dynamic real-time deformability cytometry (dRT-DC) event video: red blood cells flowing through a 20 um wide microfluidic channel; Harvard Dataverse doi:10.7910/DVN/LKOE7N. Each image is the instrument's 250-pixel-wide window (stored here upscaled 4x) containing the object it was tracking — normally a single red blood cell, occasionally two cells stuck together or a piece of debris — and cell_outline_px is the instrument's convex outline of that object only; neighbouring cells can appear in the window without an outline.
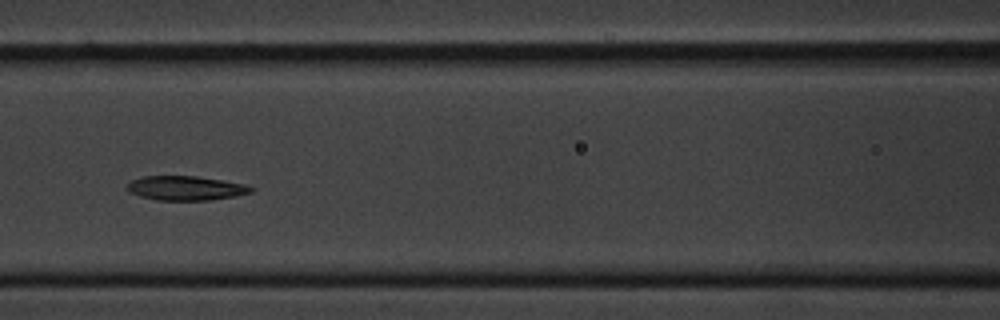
{"species": "common noctule bat (a hibernating species)", "species_latin": "Nyctalus noctula", "temperature_condition": "cold", "stored_images_in_passage": 9, "camera_frame_rate_fps": 3000, "um_per_image_px": 0.085, "animal": {"sex": "male", "body_mass_g": 20.1, "forearm_length_mm": 53.5}, "frame": {"image": 1, "passage_image": 6, "time_ms": 1.667, "image_size_px": [1000, 320], "cell_outline_px": [[256, 188], [252, 192], [236, 196], [212, 200], [156, 200], [140, 196], [128, 192], [124, 188], [132, 180], [144, 176], [196, 176], [224, 180], [244, 184]], "centroid_in_image_um": [15.79, 15.99], "position_along_channel_um": 150.8, "area_um2": 17.74}}
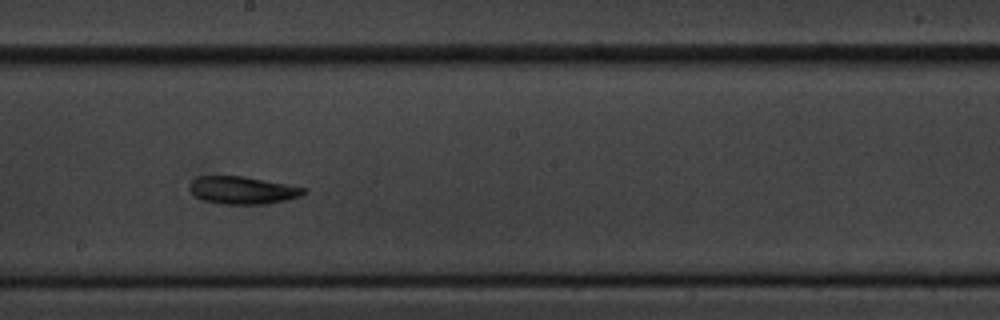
{"frame": {"image": 2, "passage_image": 8, "time_ms": 2.333, "image_size_px": [1000, 320], "cell_outline_px": [[308, 192], [300, 196], [288, 200], [264, 204], [224, 204], [204, 200], [196, 196], [188, 188], [192, 180], [196, 176], [244, 176], [308, 188]], "centroid_in_image_um": [20.66, 16.16], "position_along_channel_um": 227.5, "area_um2": 18.44}}
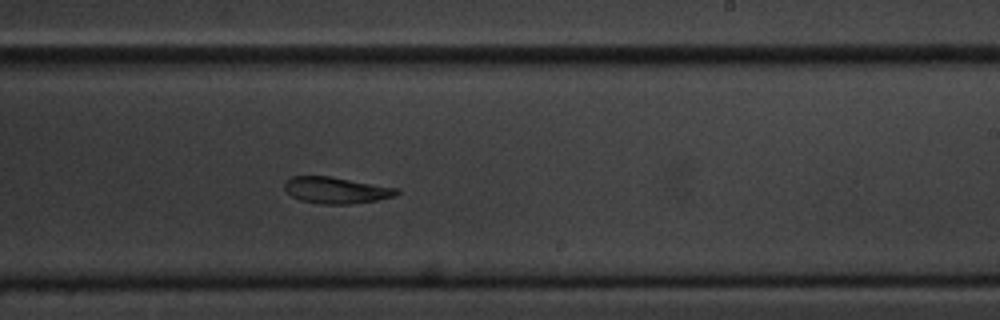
{"frame": {"image": 3, "passage_image": 9, "time_ms": 2.667, "image_size_px": [1000, 320], "cell_outline_px": [[400, 192], [396, 196], [376, 200], [352, 204], [324, 204], [300, 200], [292, 196], [284, 188], [284, 180], [292, 176], [328, 176], [396, 188]], "centroid_in_image_um": [28.54, 16.17], "position_along_channel_um": 260.5, "area_um2": 17.11}}